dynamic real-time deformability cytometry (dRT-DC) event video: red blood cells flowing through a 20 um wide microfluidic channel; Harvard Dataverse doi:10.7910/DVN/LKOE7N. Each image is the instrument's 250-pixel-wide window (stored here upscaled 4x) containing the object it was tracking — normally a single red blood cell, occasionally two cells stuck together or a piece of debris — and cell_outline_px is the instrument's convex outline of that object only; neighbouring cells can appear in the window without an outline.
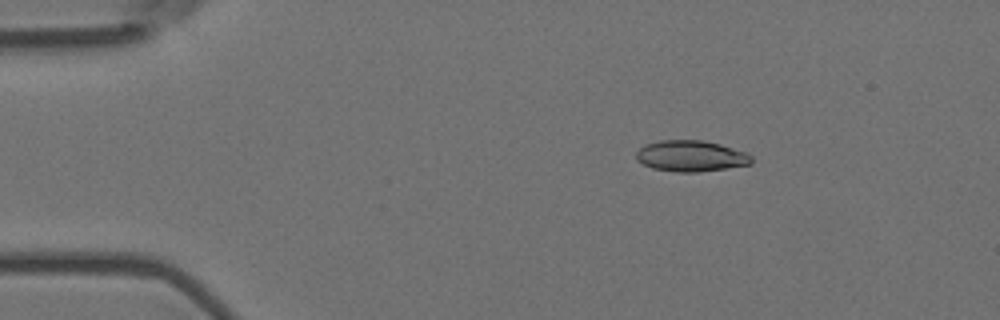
{"species": "Egyptian fruit bat (a non-hibernating species)", "species_latin": "Rousettus aegyptiacus", "temperature_condition": "room temperature", "stored_images_in_passage": 4, "camera_frame_rate_fps": 3000, "um_per_image_px": 0.085, "animal": {"sex": "female"}, "frame": {"image": 1, "passage_image": 2, "time_ms": 0.333, "image_size_px": [1000, 320], "cell_outline_px": [[752, 164], [700, 172], [676, 172], [652, 168], [636, 160], [636, 152], [644, 144], [660, 140], [704, 140], [720, 144], [748, 152], [752, 156]], "centroid_in_image_um": [58.74, 13.26], "position_along_channel_um": 26.3, "area_um2": 21.1}}